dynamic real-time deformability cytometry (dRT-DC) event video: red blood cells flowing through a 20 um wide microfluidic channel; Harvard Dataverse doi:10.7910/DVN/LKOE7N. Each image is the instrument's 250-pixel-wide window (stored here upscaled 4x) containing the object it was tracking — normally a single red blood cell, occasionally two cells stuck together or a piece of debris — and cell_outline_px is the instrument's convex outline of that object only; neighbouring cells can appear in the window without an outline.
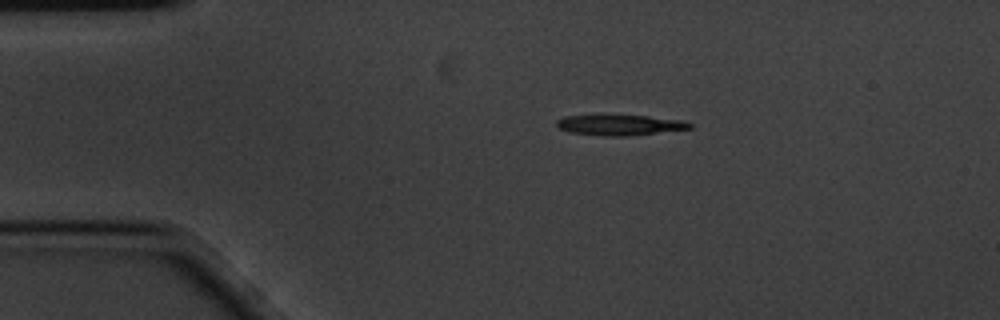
{"species": "common noctule bat (a hibernating species)", "species_latin": "Nyctalus noctula", "temperature_condition": "cold", "stored_images_in_passage": 13, "camera_frame_rate_fps": 3000, "um_per_image_px": 0.085, "animal": {"sex": "male", "body_mass_g": 20.1, "forearm_length_mm": 53.5}, "frame": {"image": 1, "passage_image": 1, "time_ms": 0.0, "image_size_px": [1000, 320], "cell_outline_px": [[692, 128], [624, 136], [604, 136], [568, 132], [556, 128], [556, 120], [564, 116], [648, 116], [684, 120], [692, 124]], "centroid_in_image_um": [52.64, 10.63], "position_along_channel_um": 32.4, "area_um2": 15.66}}
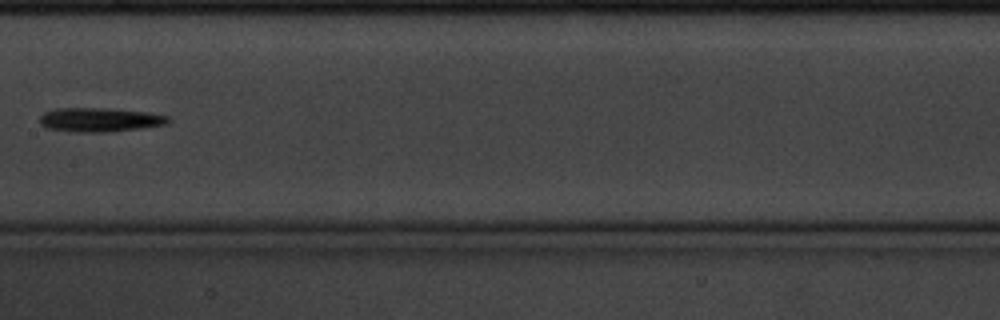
{"frame": {"image": 2, "passage_image": 6, "time_ms": 1.667, "image_size_px": [1000, 320], "cell_outline_px": [[172, 120], [164, 124], [140, 128], [108, 132], [80, 132], [48, 128], [40, 124], [40, 116], [44, 112], [56, 108], [108, 108], [148, 112], [168, 116]], "centroid_in_image_um": [8.48, 10.17], "position_along_channel_um": 198.9, "area_um2": 17.92}}
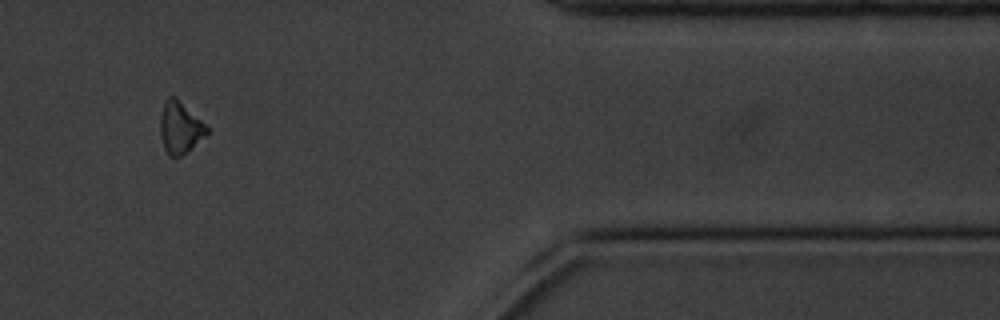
{"frame": {"image": 3, "passage_image": 11, "time_ms": 3.333, "image_size_px": [1000, 320], "cell_outline_px": [[208, 132], [192, 148], [180, 156], [168, 156], [164, 148], [160, 136], [160, 112], [164, 100], [168, 96], [176, 96], [208, 124]], "centroid_in_image_um": [15.3, 10.79], "position_along_channel_um": 396.1, "area_um2": 14.51}}